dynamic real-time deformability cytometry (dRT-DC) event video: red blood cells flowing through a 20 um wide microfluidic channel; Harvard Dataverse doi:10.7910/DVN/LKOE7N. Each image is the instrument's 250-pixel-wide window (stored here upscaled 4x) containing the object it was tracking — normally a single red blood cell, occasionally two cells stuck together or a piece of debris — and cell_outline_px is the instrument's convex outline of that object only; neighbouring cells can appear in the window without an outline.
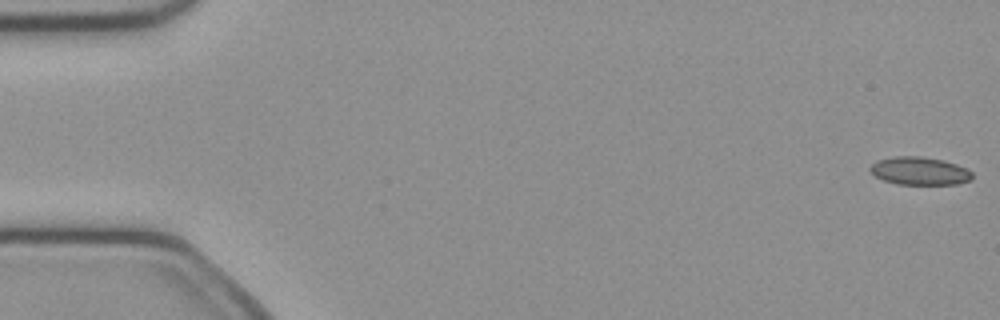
{"species": "common noctule bat (a hibernating species)", "species_latin": "Nyctalus noctula", "temperature_condition": "cold", "stored_images_in_passage": 48, "camera_frame_rate_fps": 3000, "um_per_image_px": 0.085, "animal": {"sex": "female", "body_mass_g": 21.9}, "frame": {"image": 1, "passage_image": 1, "time_ms": 0.0, "image_size_px": [1000, 320], "cell_outline_px": [[972, 180], [956, 184], [896, 184], [884, 180], [876, 176], [868, 168], [876, 160], [892, 156], [920, 156], [944, 160], [968, 168], [972, 172]], "centroid_in_image_um": [78.18, 14.52], "position_along_channel_um": 6.8, "area_um2": 16.76}}
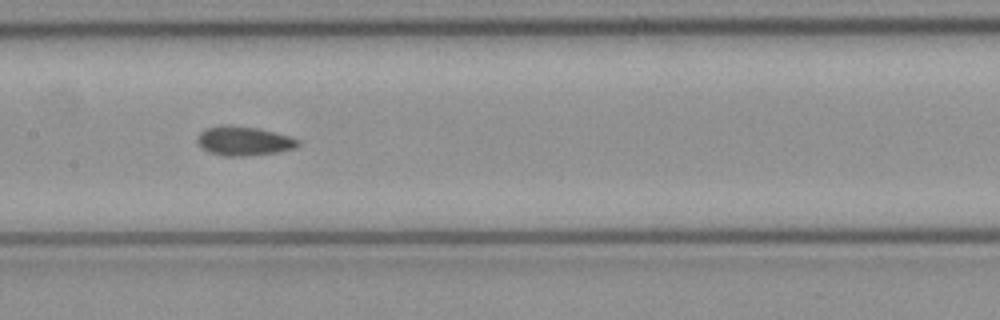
{"frame": {"image": 2, "passage_image": 25, "time_ms": 8.0, "image_size_px": [1000, 320], "cell_outline_px": [[300, 144], [296, 148], [280, 152], [248, 156], [220, 156], [208, 152], [196, 140], [196, 136], [204, 128], [224, 124], [228, 124], [260, 128], [288, 136], [300, 140]], "centroid_in_image_um": [20.72, 11.98], "position_along_channel_um": 186.7, "area_um2": 17.51}}
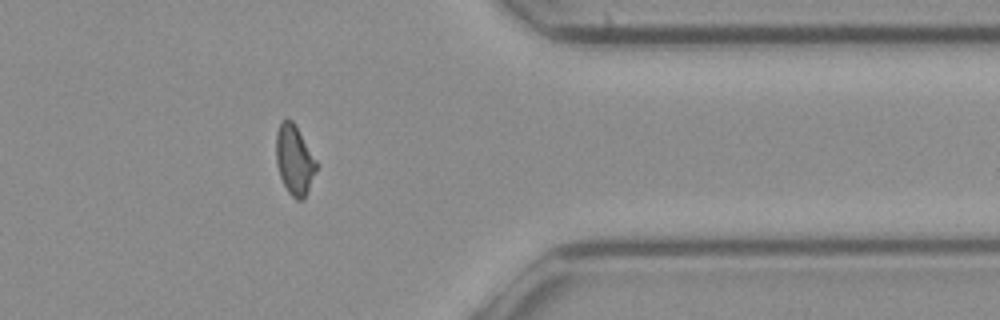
{"frame": {"image": 3, "passage_image": 41, "time_ms": 13.333, "image_size_px": [1000, 320], "cell_outline_px": [[316, 168], [304, 200], [296, 200], [288, 192], [280, 176], [276, 164], [276, 132], [280, 124], [284, 120], [292, 120], [296, 124], [316, 160]], "centroid_in_image_um": [25.01, 13.59], "position_along_channel_um": 386.4, "area_um2": 16.18}, "authors_computed_cell_mechanics": {"area_um2": 16.7909, "velocity_mm_per_s": 4.0586, "shape_relaxation_time_tau1_ms": null, "shape_relaxation_time_tau2_ms": 3.4674, "deformation_change_tau1": null, "deformation_change_tau2": 0.0862}}